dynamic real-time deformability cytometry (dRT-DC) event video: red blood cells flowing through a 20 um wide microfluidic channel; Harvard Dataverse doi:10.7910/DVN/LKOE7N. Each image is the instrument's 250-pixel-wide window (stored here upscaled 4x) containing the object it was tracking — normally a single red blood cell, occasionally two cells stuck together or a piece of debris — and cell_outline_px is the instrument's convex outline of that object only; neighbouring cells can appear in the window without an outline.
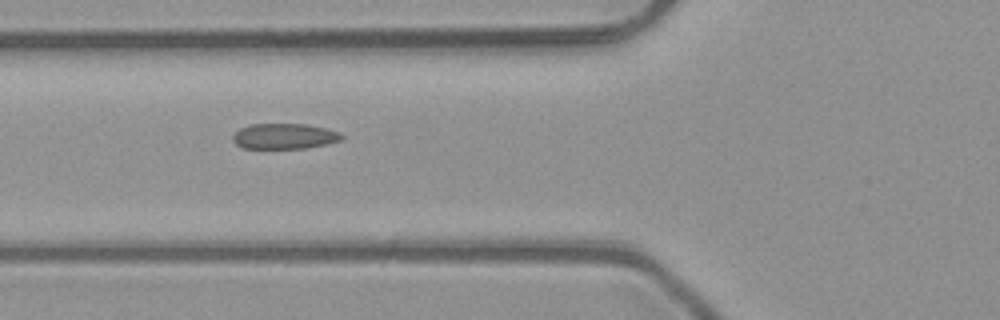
{"species": "common noctule bat (a hibernating species)", "species_latin": "Nyctalus noctula", "temperature_condition": "room temperature", "stored_images_in_passage": 4, "camera_frame_rate_fps": 3000, "um_per_image_px": 0.085, "animal": {"sex": "male", "body_mass_g": 23.1, "forearm_length_mm": 52.7}, "frame": {"image": 1, "passage_image": 2, "time_ms": 0.333, "image_size_px": [1000, 320], "cell_outline_px": [[344, 140], [308, 148], [244, 148], [236, 144], [232, 140], [232, 136], [240, 128], [248, 124], [308, 124], [328, 128], [340, 132], [344, 136]], "centroid_in_image_um": [24.22, 11.57], "position_along_channel_um": 101.6, "area_um2": 16.42}}
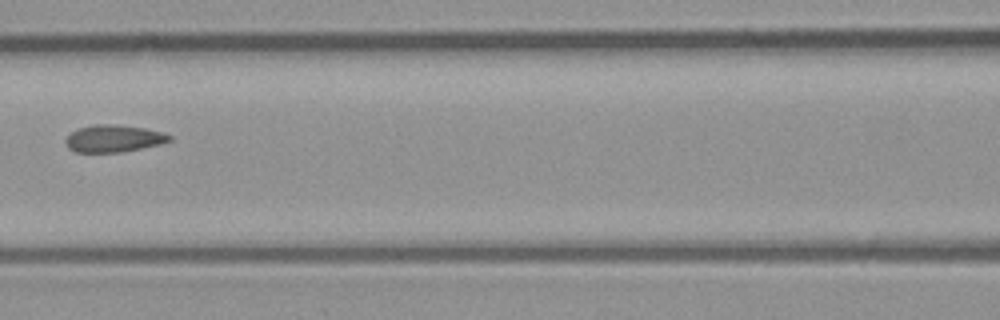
{"frame": {"image": 2, "passage_image": 3, "time_ms": 0.667, "image_size_px": [1000, 320], "cell_outline_px": [[172, 140], [160, 144], [120, 152], [76, 152], [68, 148], [64, 140], [72, 132], [80, 128], [92, 124], [112, 124], [144, 128], [160, 132], [172, 136]], "centroid_in_image_um": [9.64, 11.77], "position_along_channel_um": 157.0, "area_um2": 16.24}}
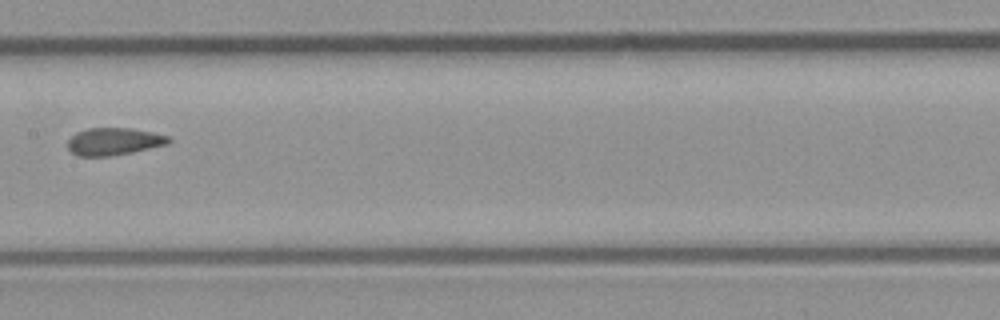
{"frame": {"image": 3, "passage_image": 4, "time_ms": 1.0, "image_size_px": [1000, 320], "cell_outline_px": [[172, 140], [168, 144], [132, 152], [108, 156], [76, 156], [68, 148], [68, 140], [76, 132], [88, 128], [132, 128], [152, 132], [168, 136]], "centroid_in_image_um": [9.67, 12.02], "position_along_channel_um": 197.7, "area_um2": 16.07}}